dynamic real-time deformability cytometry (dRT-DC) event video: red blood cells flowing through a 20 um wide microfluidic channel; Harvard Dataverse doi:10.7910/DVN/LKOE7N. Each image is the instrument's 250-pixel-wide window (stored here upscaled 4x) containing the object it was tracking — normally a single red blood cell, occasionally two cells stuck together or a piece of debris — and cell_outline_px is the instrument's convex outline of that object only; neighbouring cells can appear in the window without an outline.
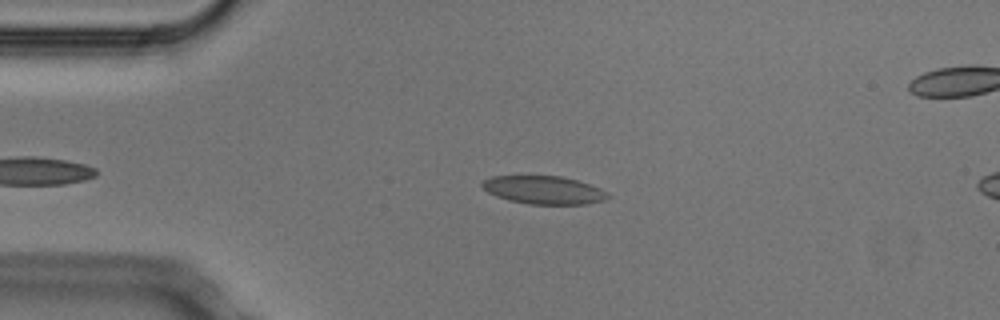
{"species": "Egyptian fruit bat (a non-hibernating species)", "species_latin": "Rousettus aegyptiacus", "temperature_condition": "cold", "stored_images_in_passage": 4, "camera_frame_rate_fps": 3000, "um_per_image_px": 0.085, "animal": {"sex": "male"}, "frame": {"image": 1, "passage_image": 2, "time_ms": 0.333, "image_size_px": [1000, 320], "cell_outline_px": [[612, 196], [604, 200], [588, 204], [528, 204], [508, 200], [496, 196], [488, 192], [480, 184], [484, 180], [492, 176], [560, 176], [576, 180], [600, 188], [608, 192]], "centroid_in_image_um": [46.24, 16.16], "position_along_channel_um": 38.8, "area_um2": 20.58}}